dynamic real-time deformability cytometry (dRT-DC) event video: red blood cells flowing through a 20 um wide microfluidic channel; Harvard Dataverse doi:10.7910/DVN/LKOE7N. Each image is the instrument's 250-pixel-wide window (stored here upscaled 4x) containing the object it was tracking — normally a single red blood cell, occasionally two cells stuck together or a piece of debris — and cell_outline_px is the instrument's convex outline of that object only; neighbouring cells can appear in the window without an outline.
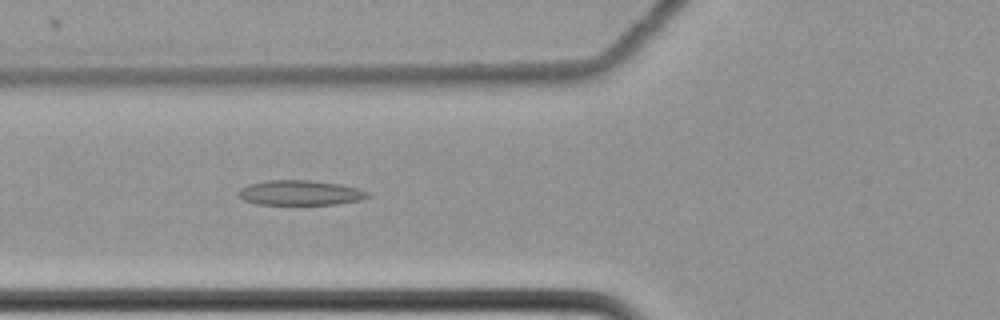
{"species": "common noctule bat (a hibernating species)", "species_latin": "Nyctalus noctula", "temperature_condition": "cold", "stored_images_in_passage": 51, "camera_frame_rate_fps": 3000, "um_per_image_px": 0.085, "animal": {"sex": "female", "body_mass_g": 22.7, "forearm_length_mm": 54.2}, "frame": {"image": 1, "passage_image": 15, "time_ms": 4.667, "image_size_px": [1000, 320], "cell_outline_px": [[368, 196], [360, 200], [336, 204], [256, 204], [244, 200], [236, 192], [240, 188], [248, 184], [268, 180], [312, 180], [340, 184], [356, 188], [368, 192]], "centroid_in_image_um": [25.47, 16.38], "position_along_channel_um": 100.3, "area_um2": 18.67}}
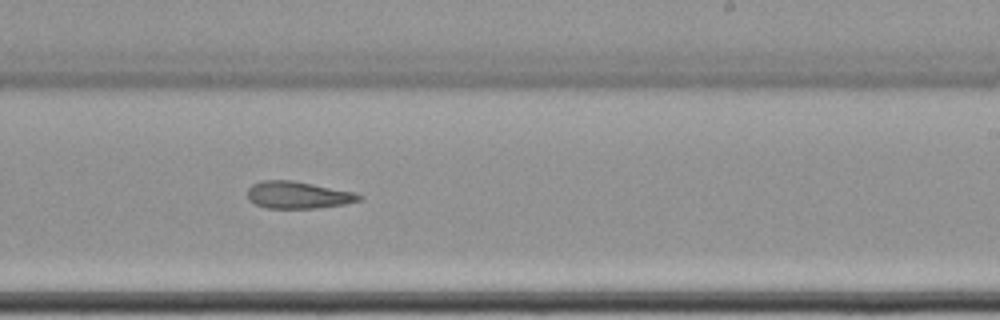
{"frame": {"image": 2, "passage_image": 29, "time_ms": 9.333, "image_size_px": [1000, 320], "cell_outline_px": [[364, 196], [360, 200], [344, 204], [316, 208], [268, 208], [256, 204], [248, 200], [248, 188], [252, 184], [260, 180], [292, 180], [352, 192]], "centroid_in_image_um": [25.28, 16.57], "position_along_channel_um": 263.7, "area_um2": 17.46}}
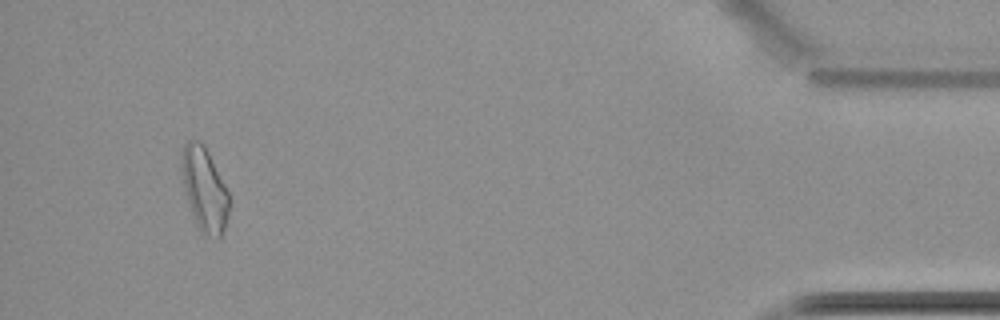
{"frame": {"image": 3, "passage_image": 48, "time_ms": 15.667, "image_size_px": [1000, 320], "cell_outline_px": [[228, 224], [220, 240], [216, 240], [200, 232], [192, 212], [184, 188], [180, 160], [184, 144], [188, 140], [200, 140], [204, 144], [228, 192]], "centroid_in_image_um": [17.39, 16.13], "position_along_channel_um": 417.8, "area_um2": 23.18}, "authors_computed_cell_mechanics": {"area_um2": 19.2474, "velocity_mm_per_s": 3.4989, "shape_relaxation_time_tau1_ms": 9.4497, "shape_relaxation_time_tau2_ms": 11.0847, "deformation_change_tau1": 0.1504, "deformation_change_tau2": 0.2239}}